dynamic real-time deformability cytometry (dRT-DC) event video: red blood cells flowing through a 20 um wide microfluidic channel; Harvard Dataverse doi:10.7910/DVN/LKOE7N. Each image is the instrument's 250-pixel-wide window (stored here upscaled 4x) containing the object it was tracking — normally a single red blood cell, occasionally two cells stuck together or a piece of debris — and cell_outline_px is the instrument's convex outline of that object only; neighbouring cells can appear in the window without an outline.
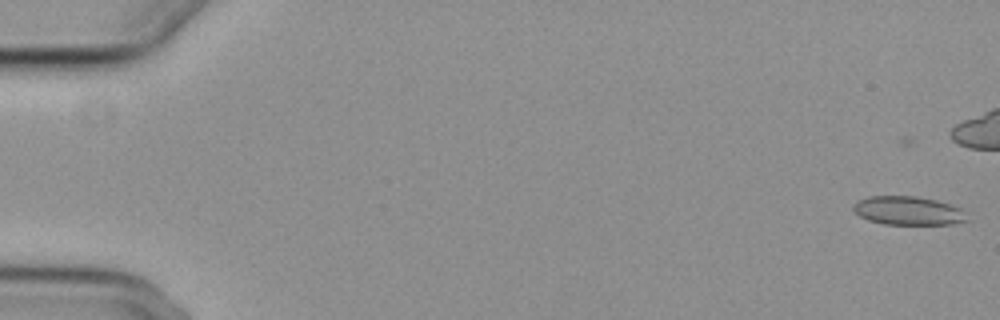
{"species": "common noctule bat (a hibernating species)", "species_latin": "Nyctalus noctula", "temperature_condition": "cold", "stored_images_in_passage": 46, "camera_frame_rate_fps": 3000, "um_per_image_px": 0.085, "animal": {"sex": "female", "body_mass_g": 29.2, "forearm_length_mm": 56.3}, "frame": {"image": 1, "passage_image": 2, "time_ms": 0.333, "image_size_px": [1000, 320], "cell_outline_px": [[968, 220], [952, 224], [884, 224], [868, 220], [860, 216], [852, 208], [852, 204], [868, 196], [916, 196], [936, 200], [960, 208]], "centroid_in_image_um": [77.15, 17.9], "position_along_channel_um": 7.8, "area_um2": 18.79}}
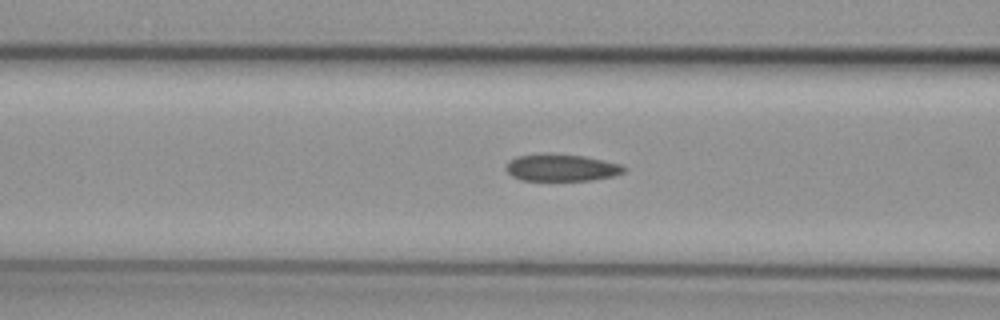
{"frame": {"image": 2, "passage_image": 24, "time_ms": 7.667, "image_size_px": [1000, 320], "cell_outline_px": [[628, 168], [624, 172], [612, 176], [592, 180], [520, 180], [512, 176], [504, 168], [512, 160], [520, 156], [584, 156], [620, 164]], "centroid_in_image_um": [47.79, 14.3], "position_along_channel_um": 118.8, "area_um2": 17.63}}
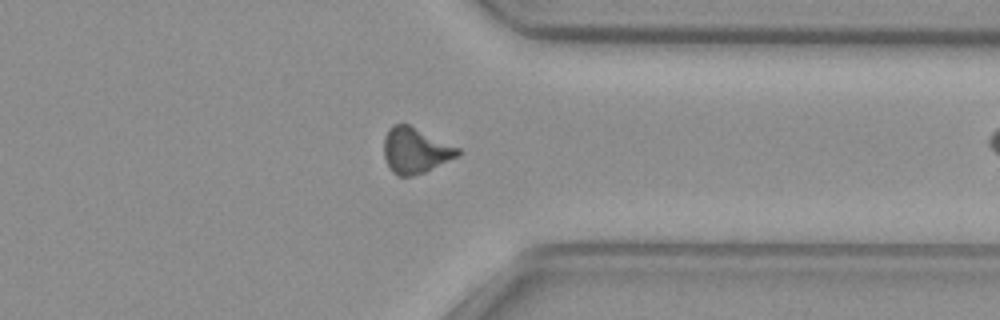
{"frame": {"image": 3, "passage_image": 45, "time_ms": 14.667, "image_size_px": [1000, 320], "cell_outline_px": [[460, 152], [456, 156], [424, 172], [412, 176], [400, 176], [392, 172], [384, 156], [384, 136], [388, 128], [392, 124], [408, 124], [460, 148]], "centroid_in_image_um": [35.26, 12.77], "position_along_channel_um": 376.1, "area_um2": 19.36}}